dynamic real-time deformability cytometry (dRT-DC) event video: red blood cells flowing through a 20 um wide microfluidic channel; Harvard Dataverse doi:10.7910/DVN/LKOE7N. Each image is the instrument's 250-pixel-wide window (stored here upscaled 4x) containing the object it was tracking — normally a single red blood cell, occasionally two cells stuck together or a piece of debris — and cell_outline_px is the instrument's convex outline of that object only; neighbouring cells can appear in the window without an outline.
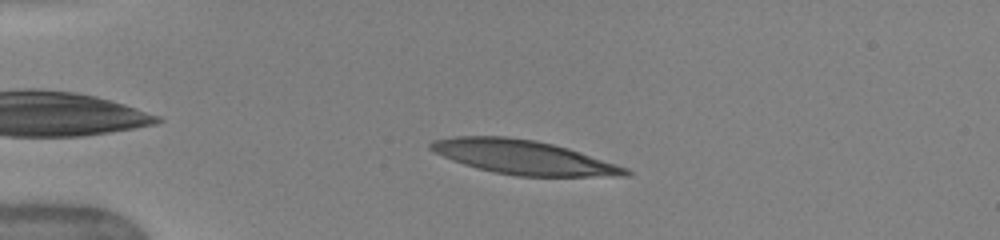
{"species": "human", "species_latin": "Homo sapiens", "temperature_condition": "warm", "stored_images_in_passage": 20, "camera_frame_rate_fps": 3000, "um_per_image_px": 0.085, "donor": {"sex": "female"}, "frame": {"image": 1, "passage_image": 6, "time_ms": 1.0, "image_size_px": [1000, 240], "cell_outline_px": [[632, 172], [628, 176], [516, 176], [476, 168], [452, 160], [428, 148], [428, 144], [432, 140], [456, 136], [504, 136], [536, 140], [568, 148], [628, 168]], "centroid_in_image_um": [44.48, 13.36], "position_along_channel_um": 40.5, "area_um2": 38.49}}